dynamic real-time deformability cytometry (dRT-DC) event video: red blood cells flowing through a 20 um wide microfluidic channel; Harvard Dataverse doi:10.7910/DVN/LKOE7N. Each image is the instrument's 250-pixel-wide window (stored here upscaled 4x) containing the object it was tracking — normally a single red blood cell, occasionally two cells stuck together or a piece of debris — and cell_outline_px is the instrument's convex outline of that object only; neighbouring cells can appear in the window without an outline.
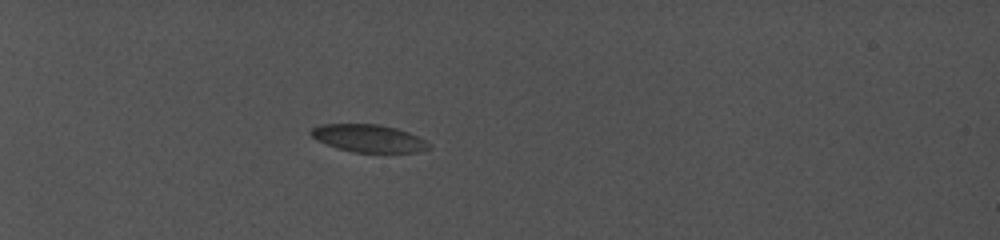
{"species": "common noctule bat (a hibernating species)", "species_latin": "Nyctalus noctula", "temperature_condition": "cold", "stored_images_in_passage": 49, "camera_frame_rate_fps": 5000, "um_per_image_px": 0.085, "animal": {"sex": "female", "body_mass_g": 19.0, "forearm_length_mm": 56.7}, "frame": {"image": 1, "passage_image": 1, "time_ms": 0.0, "image_size_px": [1000, 240], "cell_outline_px": [[432, 148], [420, 152], [356, 152], [340, 148], [316, 140], [308, 132], [312, 128], [320, 124], [380, 124], [396, 128], [408, 132], [432, 144]], "centroid_in_image_um": [31.36, 11.75], "position_along_channel_um": 53.6, "area_um2": 18.9}}
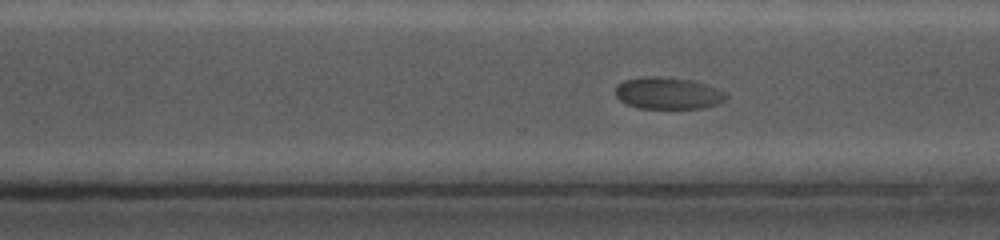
{"frame": {"image": 2, "passage_image": 36, "time_ms": 9.0, "image_size_px": [1000, 240], "cell_outline_px": [[728, 96], [724, 100], [716, 104], [704, 108], [636, 108], [620, 100], [616, 96], [616, 84], [624, 80], [640, 76], [660, 76], [692, 80], [708, 84], [728, 92]], "centroid_in_image_um": [56.79, 7.91], "position_along_channel_um": 313.8, "area_um2": 20.87}}
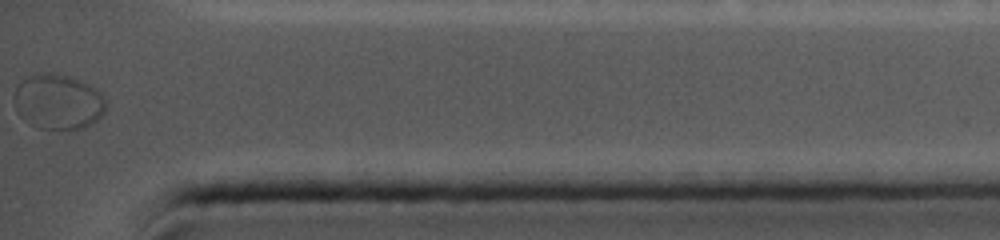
{"frame": {"image": 3, "passage_image": 49, "time_ms": 12.2, "image_size_px": [1000, 240], "cell_outline_px": [[108, 104], [104, 112], [92, 124], [84, 128], [40, 128], [20, 116], [16, 112], [16, 84], [28, 76], [36, 72], [52, 72], [68, 76], [88, 84], [96, 88], [104, 96]], "centroid_in_image_um": [4.97, 8.61], "position_along_channel_um": 430.2, "area_um2": 29.42}, "authors_computed_cell_mechanics": {"area_um2": 20.8658, "velocity_mm_per_s": 3.6976, "shape_relaxation_time_tau1_ms": 2.8831, "shape_relaxation_time_tau2_ms": null, "deformation_change_tau1": 0.0565, "deformation_change_tau2": null}}